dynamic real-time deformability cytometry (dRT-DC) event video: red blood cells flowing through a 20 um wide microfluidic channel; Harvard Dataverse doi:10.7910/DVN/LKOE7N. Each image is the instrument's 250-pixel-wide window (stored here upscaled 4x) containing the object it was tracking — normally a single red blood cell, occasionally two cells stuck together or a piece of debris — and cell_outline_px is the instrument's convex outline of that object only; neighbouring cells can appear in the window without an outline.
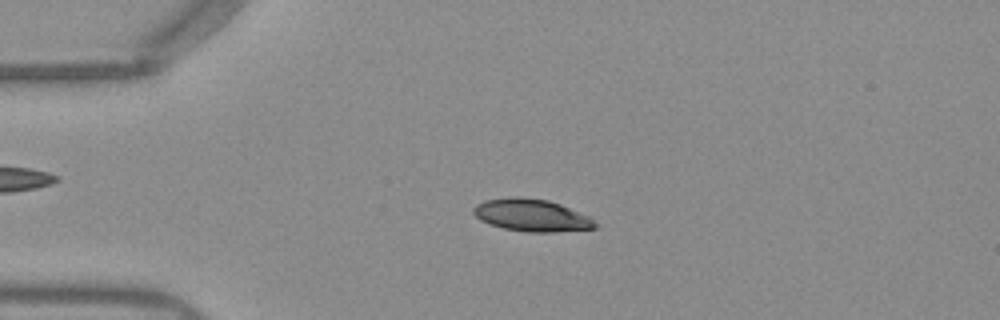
{"species": "Egyptian fruit bat (a non-hibernating species)", "species_latin": "Rousettus aegyptiacus", "temperature_condition": "warm", "stored_images_in_passage": 51, "camera_frame_rate_fps": 3000, "um_per_image_px": 0.085, "frame": {"image": 1, "passage_image": 12, "time_ms": 3.667, "image_size_px": [1000, 320], "cell_outline_px": [[600, 224], [596, 228], [552, 232], [528, 232], [504, 228], [488, 224], [480, 220], [472, 212], [472, 208], [476, 204], [484, 200], [512, 196], [520, 196], [548, 200], [560, 204], [588, 216]], "centroid_in_image_um": [45.16, 18.29], "position_along_channel_um": 39.8, "area_um2": 23.06}}
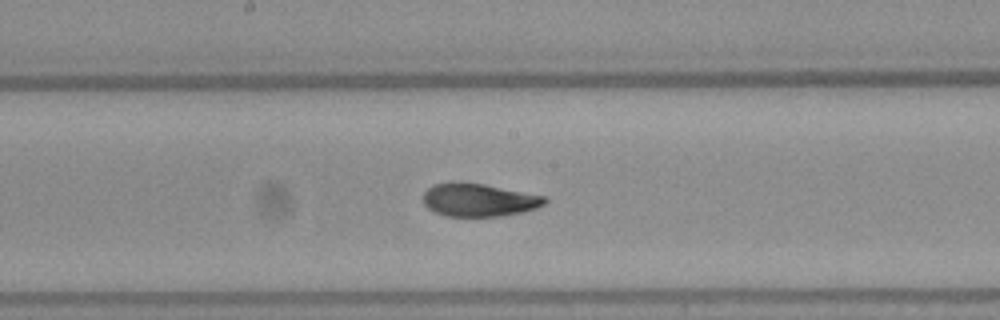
{"frame": {"image": 2, "passage_image": 27, "time_ms": 8.667, "image_size_px": [1000, 320], "cell_outline_px": [[548, 200], [544, 204], [536, 208], [524, 212], [500, 216], [448, 216], [436, 212], [428, 208], [424, 204], [424, 192], [428, 188], [436, 184], [456, 180], [460, 180], [484, 184], [544, 196]], "centroid_in_image_um": [40.69, 16.98], "position_along_channel_um": 207.5, "area_um2": 23.47}}
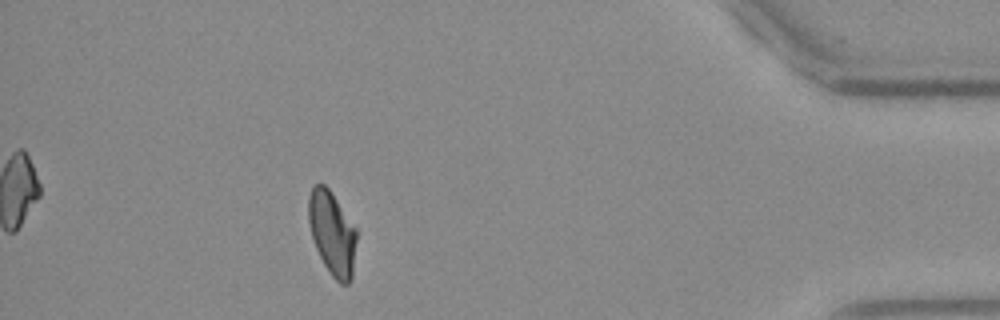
{"frame": {"image": 3, "passage_image": 46, "time_ms": 15.0, "image_size_px": [1000, 320], "cell_outline_px": [[356, 240], [352, 280], [348, 284], [340, 284], [332, 276], [324, 264], [316, 248], [312, 236], [308, 220], [308, 196], [312, 188], [316, 184], [324, 184], [328, 188], [356, 228]], "centroid_in_image_um": [28.23, 19.84], "position_along_channel_um": 407.0, "area_um2": 23.24}, "authors_computed_cell_mechanics": {"area_um2": 23.6402, "velocity_mm_per_s": 3.9497, "shape_relaxation_time_tau1_ms": 4.5324, "shape_relaxation_time_tau2_ms": 1.1415, "deformation_change_tau1": 0.1661, "deformation_change_tau2": 0.0625}}